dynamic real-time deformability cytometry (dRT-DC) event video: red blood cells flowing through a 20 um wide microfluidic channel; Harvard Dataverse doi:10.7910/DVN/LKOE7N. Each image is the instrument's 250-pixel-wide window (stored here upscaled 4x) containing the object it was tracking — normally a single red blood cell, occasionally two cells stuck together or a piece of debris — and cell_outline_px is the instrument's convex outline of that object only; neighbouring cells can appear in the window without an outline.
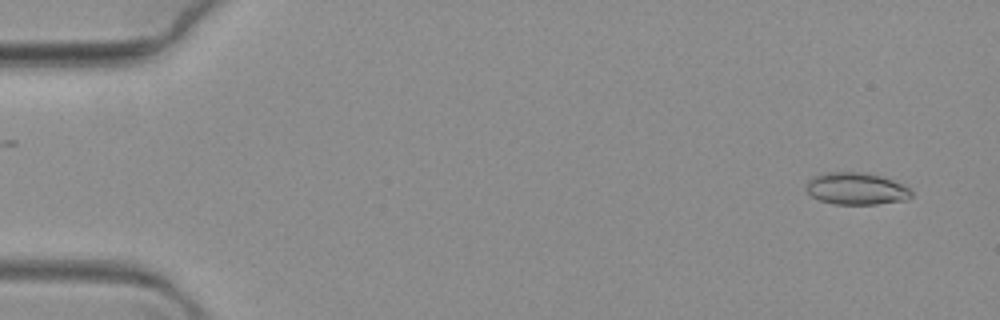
{"species": "common noctule bat (a hibernating species)", "species_latin": "Nyctalus noctula", "temperature_condition": "warm", "stored_images_in_passage": 64, "camera_frame_rate_fps": 3000, "um_per_image_px": 0.085, "animal": {"sex": "female", "body_mass_g": 19.3, "forearm_length_mm": 54.1}, "frame": {"image": 1, "passage_image": 1, "time_ms": 0.0, "image_size_px": [1000, 320], "cell_outline_px": [[912, 196], [904, 200], [876, 204], [836, 204], [820, 200], [812, 196], [808, 192], [808, 180], [812, 176], [828, 172], [856, 172], [880, 176], [904, 184], [912, 192]], "centroid_in_image_um": [72.79, 16.04], "position_along_channel_um": 12.2, "area_um2": 19.36}}
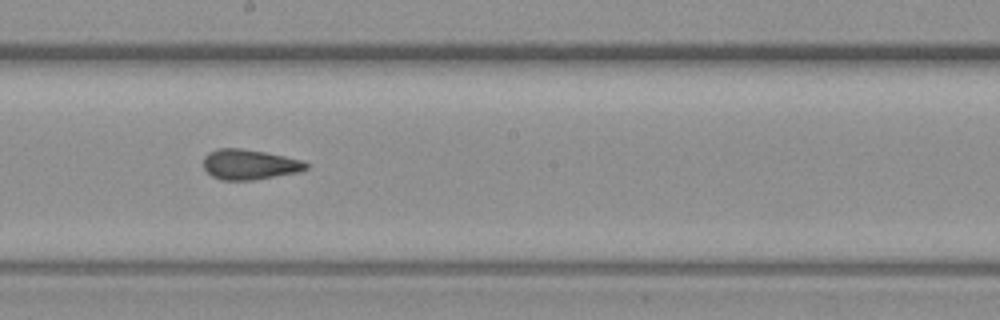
{"frame": {"image": 2, "passage_image": 35, "time_ms": 11.333, "image_size_px": [1000, 320], "cell_outline_px": [[308, 168], [300, 172], [252, 180], [220, 180], [212, 176], [204, 168], [204, 156], [208, 152], [216, 148], [240, 148], [264, 152], [284, 156], [300, 160], [308, 164]], "centroid_in_image_um": [21.18, 13.98], "position_along_channel_um": 227.0, "area_um2": 18.03}}
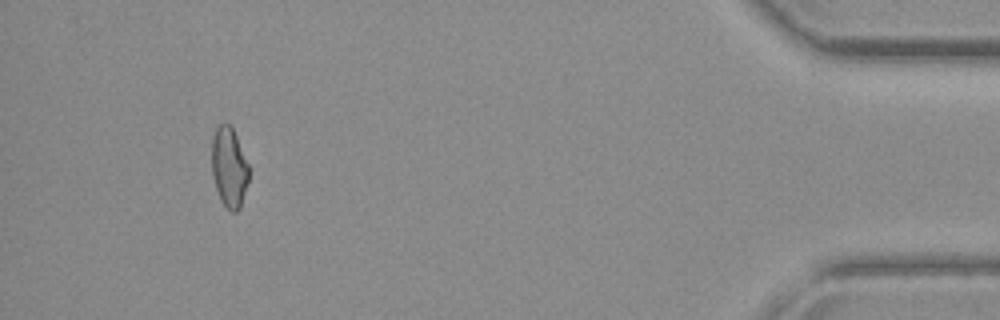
{"frame": {"image": 3, "passage_image": 60, "time_ms": 19.667, "image_size_px": [1000, 320], "cell_outline_px": [[248, 180], [240, 208], [236, 212], [232, 212], [220, 200], [216, 188], [212, 172], [212, 136], [216, 128], [220, 124], [228, 124], [232, 128], [236, 136], [248, 164]], "centroid_in_image_um": [19.46, 14.22], "position_along_channel_um": 415.7, "area_um2": 16.99}}